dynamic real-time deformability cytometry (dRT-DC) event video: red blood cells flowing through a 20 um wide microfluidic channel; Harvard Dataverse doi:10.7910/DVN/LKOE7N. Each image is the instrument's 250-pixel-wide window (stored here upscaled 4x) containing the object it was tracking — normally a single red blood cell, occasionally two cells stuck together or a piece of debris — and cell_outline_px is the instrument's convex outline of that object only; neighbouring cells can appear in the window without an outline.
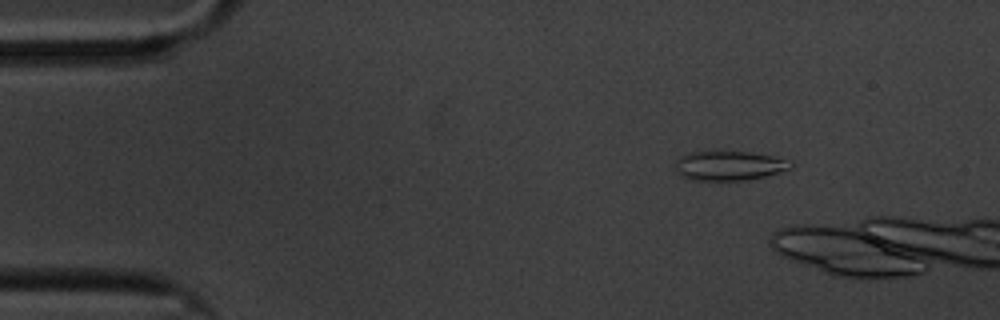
{"species": "common noctule bat (a hibernating species)", "species_latin": "Nyctalus noctula", "temperature_condition": "cold", "stored_images_in_passage": 6, "camera_frame_rate_fps": 3000, "um_per_image_px": 0.085, "animal": {"sex": "male", "body_mass_g": 20.1, "forearm_length_mm": 53.5}, "frame": {"image": 1, "passage_image": 1, "time_ms": 0.0, "image_size_px": [1000, 320], "cell_outline_px": [[796, 164], [792, 168], [780, 172], [748, 180], [688, 180], [676, 172], [676, 164], [688, 152], [748, 152], [772, 156]], "centroid_in_image_um": [62.0, 14.1], "position_along_channel_um": 23.0, "area_um2": 19.48}}